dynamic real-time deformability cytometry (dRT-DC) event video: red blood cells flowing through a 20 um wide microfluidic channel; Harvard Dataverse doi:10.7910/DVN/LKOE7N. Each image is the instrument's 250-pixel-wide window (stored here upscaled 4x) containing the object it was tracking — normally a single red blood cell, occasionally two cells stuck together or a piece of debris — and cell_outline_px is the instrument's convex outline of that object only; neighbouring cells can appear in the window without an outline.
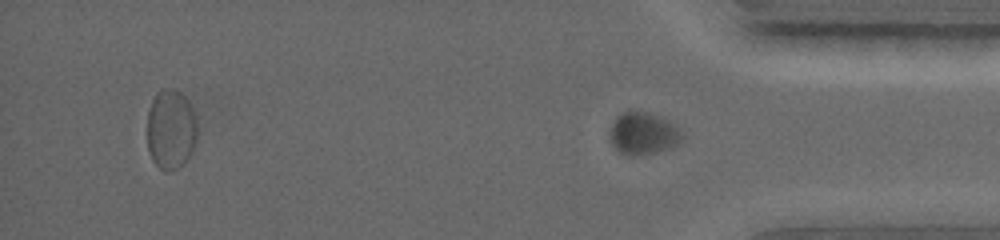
{"species": "common noctule bat (a hibernating species)", "species_latin": "Nyctalus noctula", "temperature_condition": "warm", "stored_images_in_passage": 42, "segment_of_instrument_passage": [2, 2], "camera_frame_rate_fps": 5000, "um_per_image_px": 0.085, "animal": {"sex": "female", "body_mass_g": 19.0, "forearm_length_mm": 56.7}, "frame": {"image": 1, "passage_image": 42, "time_ms": 11.8, "image_size_px": [1000, 240], "cell_outline_px": [[684, 136], [676, 144], [668, 148], [656, 152], [620, 152], [612, 144], [612, 124], [616, 116], [628, 108], [648, 112], [660, 116], [668, 120], [680, 128]], "centroid_in_image_um": [54.71, 11.24], "position_along_channel_um": 380.5, "area_um2": 17.28}}